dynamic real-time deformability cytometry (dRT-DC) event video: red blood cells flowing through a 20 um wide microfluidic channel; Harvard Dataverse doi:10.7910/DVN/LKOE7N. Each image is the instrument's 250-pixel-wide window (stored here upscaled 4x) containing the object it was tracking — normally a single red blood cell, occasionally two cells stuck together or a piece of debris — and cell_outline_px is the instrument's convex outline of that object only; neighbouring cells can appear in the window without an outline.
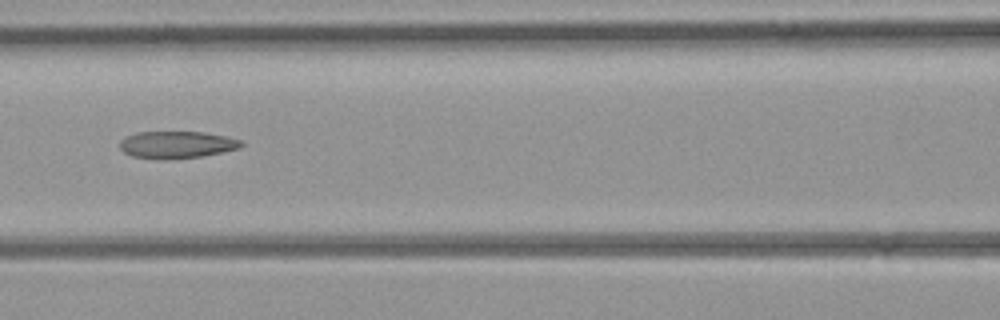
{"species": "common noctule bat (a hibernating species)", "species_latin": "Nyctalus noctula", "temperature_condition": "room temperature", "stored_images_in_passage": 4, "camera_frame_rate_fps": 3000, "um_per_image_px": 0.085, "animal": {"sex": "female", "body_mass_g": 21.9}, "frame": {"image": 1, "passage_image": 4, "time_ms": 3.667, "image_size_px": [1000, 320], "cell_outline_px": [[244, 144], [240, 148], [200, 156], [132, 156], [124, 152], [120, 148], [120, 140], [136, 132], [204, 132], [228, 136], [244, 140]], "centroid_in_image_um": [15.11, 12.23], "position_along_channel_um": 151.5, "area_um2": 18.26}}